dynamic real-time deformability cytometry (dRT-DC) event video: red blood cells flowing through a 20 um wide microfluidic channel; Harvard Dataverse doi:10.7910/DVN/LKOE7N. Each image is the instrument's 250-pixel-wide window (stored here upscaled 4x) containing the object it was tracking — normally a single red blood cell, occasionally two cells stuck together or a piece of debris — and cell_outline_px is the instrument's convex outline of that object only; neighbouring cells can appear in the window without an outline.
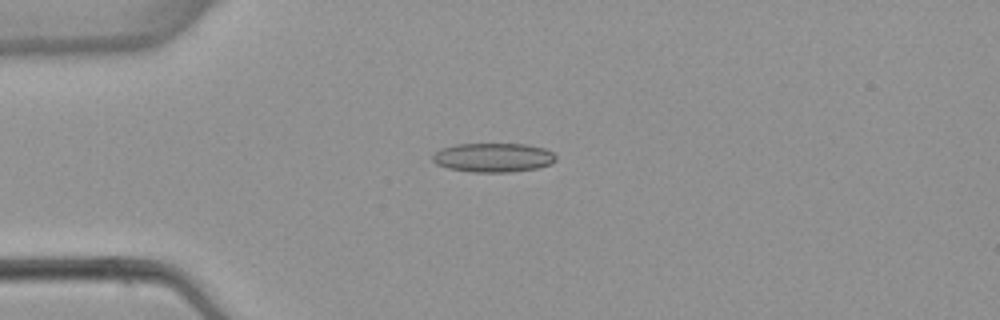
{"species": "common noctule bat (a hibernating species)", "species_latin": "Nyctalus noctula", "temperature_condition": "warm", "stored_images_in_passage": 2, "camera_frame_rate_fps": 3000, "um_per_image_px": 0.085, "animal": {"sex": "female", "body_mass_g": 22.7, "forearm_length_mm": 54.2}, "frame": {"image": 1, "passage_image": 1, "time_ms": 0.0, "image_size_px": [1000, 320], "cell_outline_px": [[556, 160], [552, 164], [536, 168], [508, 172], [472, 172], [448, 168], [436, 164], [432, 160], [432, 156], [440, 148], [456, 144], [528, 144], [544, 148], [552, 152], [556, 156]], "centroid_in_image_um": [41.92, 13.38], "position_along_channel_um": 43.1, "area_um2": 20.98}}